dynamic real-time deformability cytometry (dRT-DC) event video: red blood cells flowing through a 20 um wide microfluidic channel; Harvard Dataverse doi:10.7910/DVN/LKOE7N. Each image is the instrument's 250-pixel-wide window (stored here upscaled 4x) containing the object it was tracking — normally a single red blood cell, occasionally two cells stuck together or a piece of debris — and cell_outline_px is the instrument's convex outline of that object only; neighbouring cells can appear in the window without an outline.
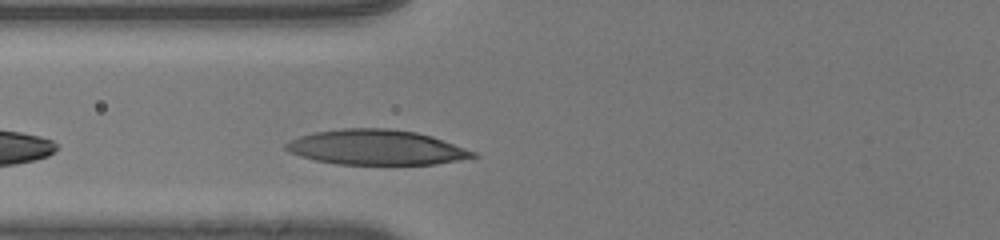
{"species": "human", "species_latin": "Homo sapiens", "temperature_condition": "room temperature", "stored_images_in_passage": 23, "camera_frame_rate_fps": 3000, "um_per_image_px": 0.085, "donor": {"sex": "male"}, "frame": {"image": 1, "passage_image": 3, "time_ms": 0.667, "image_size_px": [1000, 240], "cell_outline_px": [[480, 156], [436, 164], [336, 164], [316, 160], [300, 156], [288, 152], [284, 148], [284, 144], [300, 136], [316, 132], [340, 128], [388, 128], [416, 132], [432, 136], [476, 152]], "centroid_in_image_um": [31.98, 12.52], "position_along_channel_um": 93.8, "area_um2": 38.09}}
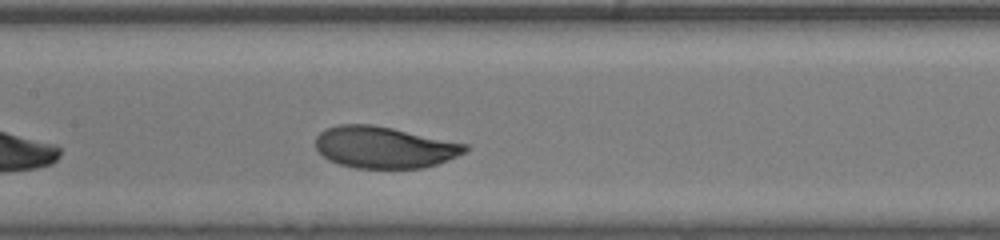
{"frame": {"image": 2, "passage_image": 9, "time_ms": 2.667, "image_size_px": [1000, 240], "cell_outline_px": [[468, 148], [464, 152], [456, 156], [436, 164], [424, 168], [356, 168], [340, 164], [328, 160], [316, 148], [316, 136], [320, 132], [328, 128], [340, 124], [372, 124], [392, 128], [468, 144]], "centroid_in_image_um": [32.64, 12.52], "position_along_channel_um": 174.8, "area_um2": 36.01}}
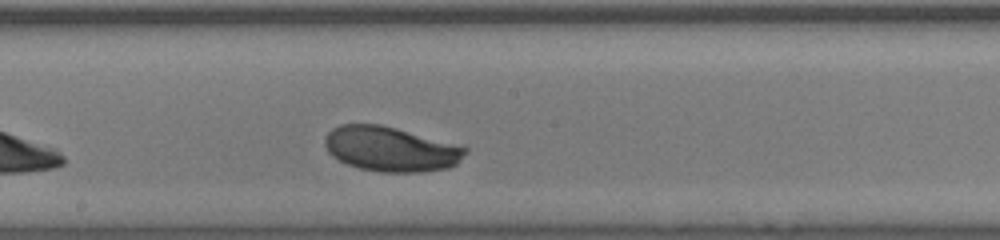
{"frame": {"image": 3, "passage_image": 12, "time_ms": 3.667, "image_size_px": [1000, 240], "cell_outline_px": [[468, 152], [456, 164], [448, 168], [420, 172], [380, 172], [360, 168], [348, 164], [332, 156], [328, 152], [324, 144], [324, 140], [328, 132], [332, 128], [340, 124], [380, 124], [396, 128], [468, 148]], "centroid_in_image_um": [33.18, 12.67], "position_along_channel_um": 215.0, "area_um2": 36.41}}